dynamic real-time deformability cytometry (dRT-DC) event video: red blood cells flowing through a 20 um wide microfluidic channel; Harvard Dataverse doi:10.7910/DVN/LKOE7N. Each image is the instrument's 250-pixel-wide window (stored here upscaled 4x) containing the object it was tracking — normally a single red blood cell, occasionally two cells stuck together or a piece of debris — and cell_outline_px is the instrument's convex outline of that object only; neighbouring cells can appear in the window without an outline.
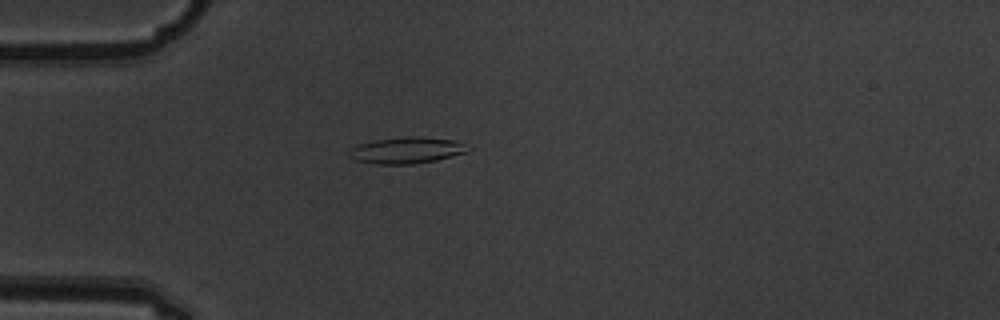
{"species": "common noctule bat (a hibernating species)", "species_latin": "Nyctalus noctula", "temperature_condition": "warm", "stored_images_in_passage": 4, "camera_frame_rate_fps": 3000, "um_per_image_px": 0.085, "animal": {"sex": "male", "body_mass_g": 19.5, "forearm_length_mm": 54.6}, "frame": {"image": 1, "passage_image": 4, "time_ms": 1.0, "image_size_px": [1000, 320], "cell_outline_px": [[472, 148], [468, 152], [436, 160], [412, 164], [376, 164], [356, 160], [348, 156], [348, 152], [352, 148], [360, 144], [376, 140], [408, 136], [420, 136], [456, 140]], "centroid_in_image_um": [34.61, 12.77], "position_along_channel_um": 50.4, "area_um2": 18.26}}